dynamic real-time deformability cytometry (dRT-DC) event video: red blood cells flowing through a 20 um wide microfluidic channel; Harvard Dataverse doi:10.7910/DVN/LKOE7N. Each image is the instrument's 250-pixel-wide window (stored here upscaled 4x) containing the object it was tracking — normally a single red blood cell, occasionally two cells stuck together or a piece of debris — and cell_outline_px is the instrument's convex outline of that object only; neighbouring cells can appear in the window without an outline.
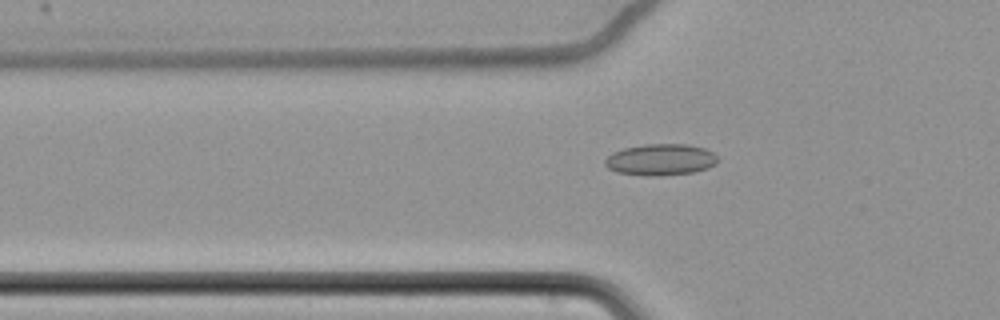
{"species": "common noctule bat (a hibernating species)", "species_latin": "Nyctalus noctula", "temperature_condition": "cold", "stored_images_in_passage": 62, "camera_frame_rate_fps": 3000, "um_per_image_px": 0.085, "animal": {"sex": "female", "body_mass_g": 22.7, "forearm_length_mm": 54.2}, "frame": {"image": 1, "passage_image": 23, "time_ms": 7.333, "image_size_px": [1000, 320], "cell_outline_px": [[716, 164], [708, 168], [692, 172], [660, 176], [648, 176], [616, 172], [608, 168], [604, 164], [604, 160], [612, 152], [624, 148], [644, 144], [688, 144], [704, 148], [712, 152], [716, 156]], "centroid_in_image_um": [56.12, 13.57], "position_along_channel_um": 69.7, "area_um2": 20.69}}
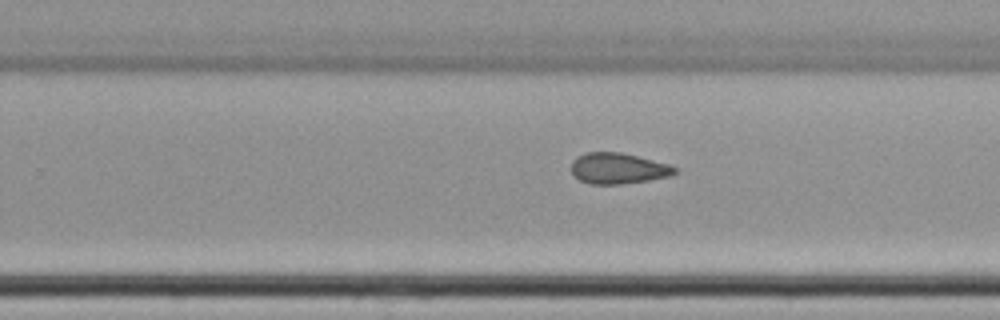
{"frame": {"image": 2, "passage_image": 41, "time_ms": 13.333, "image_size_px": [1000, 320], "cell_outline_px": [[676, 172], [672, 176], [648, 180], [620, 184], [588, 184], [572, 176], [572, 160], [576, 156], [584, 152], [620, 152], [668, 164], [676, 168]], "centroid_in_image_um": [52.49, 14.31], "position_along_channel_um": 277.3, "area_um2": 18.67}}
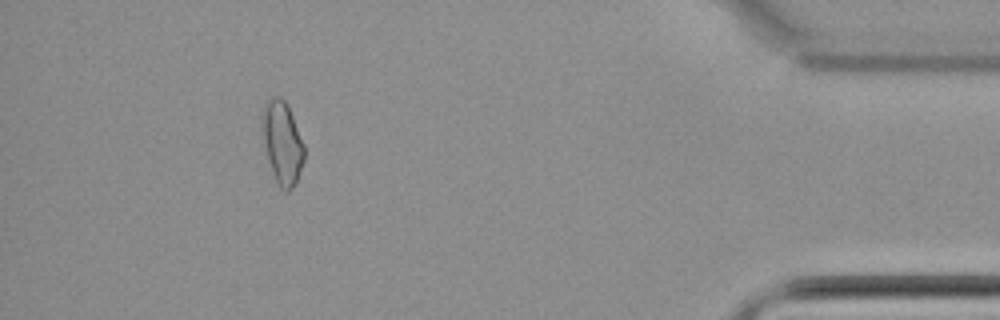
{"frame": {"image": 3, "passage_image": 57, "time_ms": 18.667, "image_size_px": [1000, 320], "cell_outline_px": [[304, 160], [296, 184], [288, 192], [284, 192], [280, 188], [272, 172], [268, 160], [264, 140], [260, 116], [264, 104], [272, 96], [280, 96], [288, 104], [304, 144]], "centroid_in_image_um": [23.99, 12.11], "position_along_channel_um": 411.2, "area_um2": 20.46}, "authors_computed_cell_mechanics": {"area_um2": 19.5942, "velocity_mm_per_s": 3.4937, "shape_relaxation_time_tau1_ms": 7.4607, "shape_relaxation_time_tau2_ms": 3.8458, "deformation_change_tau1": 0.0743, "deformation_change_tau2": 0.0963}}